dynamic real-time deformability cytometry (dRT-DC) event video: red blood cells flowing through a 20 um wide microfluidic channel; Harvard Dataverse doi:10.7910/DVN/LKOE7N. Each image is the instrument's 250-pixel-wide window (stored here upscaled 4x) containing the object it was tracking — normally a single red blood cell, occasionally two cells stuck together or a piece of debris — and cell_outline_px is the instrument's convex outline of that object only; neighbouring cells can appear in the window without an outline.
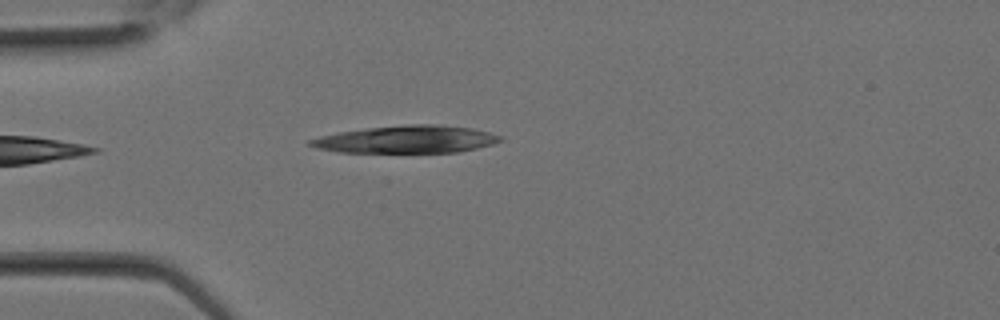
{"species": "Egyptian fruit bat (a non-hibernating species)", "species_latin": "Rousettus aegyptiacus", "temperature_condition": "room temperature", "stored_images_in_passage": 5, "camera_frame_rate_fps": 3000, "um_per_image_px": 0.085, "animal": {"sex": "female"}, "frame": {"image": 1, "passage_image": 1, "time_ms": 0.0, "image_size_px": [1000, 320], "cell_outline_px": [[504, 140], [492, 144], [476, 148], [456, 152], [340, 152], [316, 148], [308, 144], [308, 140], [320, 136], [340, 132], [368, 128], [408, 124], [440, 124], [472, 128], [504, 136]], "centroid_in_image_um": [34.59, 11.84], "position_along_channel_um": 50.4, "area_um2": 30.35}}
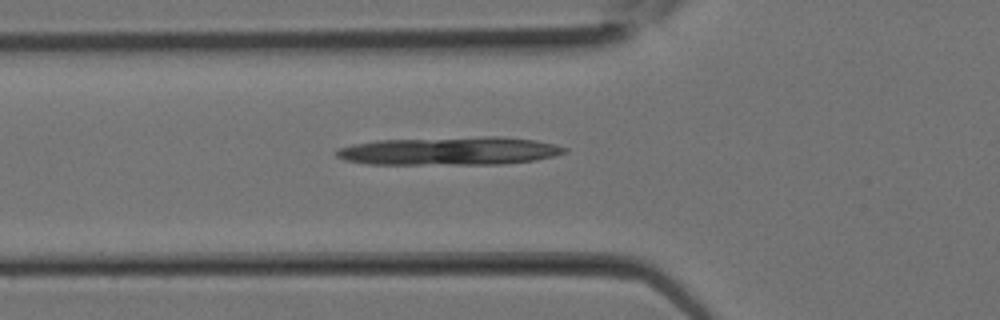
{"frame": {"image": 2, "passage_image": 3, "time_ms": 0.667, "image_size_px": [1000, 320], "cell_outline_px": [[568, 152], [536, 160], [504, 164], [368, 164], [344, 160], [336, 156], [336, 148], [352, 144], [376, 140], [484, 136], [504, 136], [536, 140], [556, 144], [568, 148]], "centroid_in_image_um": [38.24, 12.82], "position_along_channel_um": 87.6, "area_um2": 37.97}}
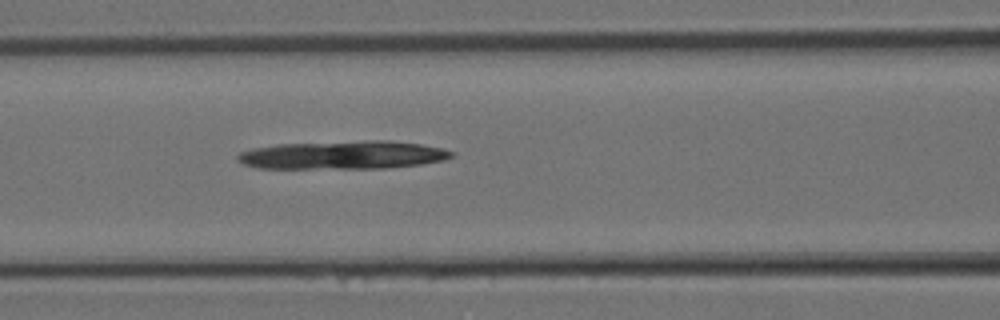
{"frame": {"image": 3, "passage_image": 5, "time_ms": 1.333, "image_size_px": [1000, 320], "cell_outline_px": [[456, 156], [444, 160], [420, 164], [384, 168], [256, 168], [244, 164], [236, 160], [236, 156], [240, 152], [252, 148], [276, 144], [368, 140], [388, 140], [420, 144], [444, 148], [456, 152]], "centroid_in_image_um": [29.17, 13.17], "position_along_channel_um": 137.4, "area_um2": 35.55}}